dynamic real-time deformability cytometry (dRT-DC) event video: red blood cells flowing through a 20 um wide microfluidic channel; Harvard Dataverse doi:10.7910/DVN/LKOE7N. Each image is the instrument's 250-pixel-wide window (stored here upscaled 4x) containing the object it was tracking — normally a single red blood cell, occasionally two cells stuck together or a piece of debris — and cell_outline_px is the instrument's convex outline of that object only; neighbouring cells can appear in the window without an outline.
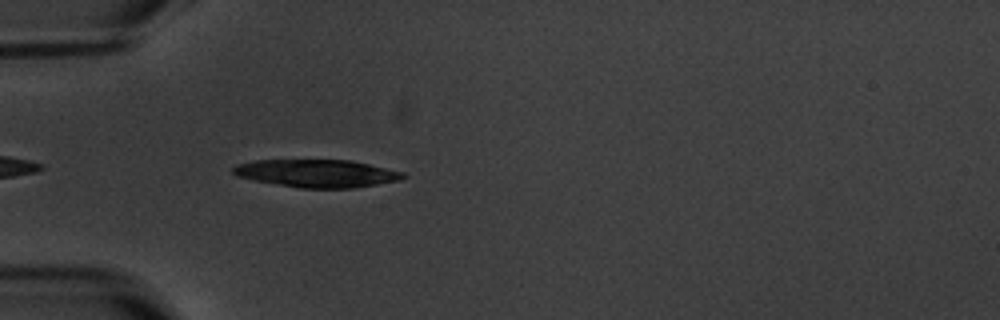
{"species": "common noctule bat (a hibernating species)", "species_latin": "Nyctalus noctula", "temperature_condition": "warm", "stored_images_in_passage": 5, "camera_frame_rate_fps": 3000, "um_per_image_px": 0.085, "animal": {"sex": "male", "body_mass_g": 20.1, "forearm_length_mm": 53.5}, "frame": {"image": 1, "passage_image": 5, "time_ms": 4.667, "image_size_px": [1000, 320], "cell_outline_px": [[408, 176], [400, 180], [352, 188], [300, 188], [256, 180], [236, 176], [232, 172], [232, 168], [236, 164], [256, 160], [352, 160], [404, 172]], "centroid_in_image_um": [26.95, 14.73], "position_along_channel_um": 58.0, "area_um2": 27.4}}